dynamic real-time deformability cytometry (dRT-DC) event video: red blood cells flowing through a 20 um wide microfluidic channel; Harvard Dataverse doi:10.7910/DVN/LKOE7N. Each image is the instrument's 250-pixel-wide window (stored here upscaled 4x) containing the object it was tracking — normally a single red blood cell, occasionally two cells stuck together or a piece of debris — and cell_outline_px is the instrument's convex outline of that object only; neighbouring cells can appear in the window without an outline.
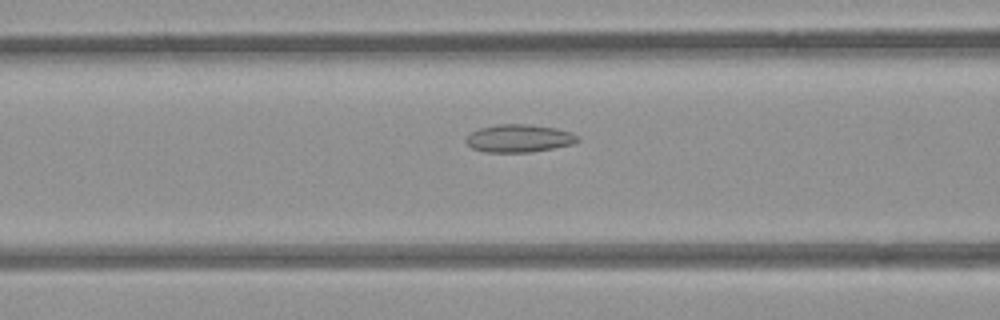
{"species": "common noctule bat (a hibernating species)", "species_latin": "Nyctalus noctula", "temperature_condition": "room temperature", "stored_images_in_passage": 33, "camera_frame_rate_fps": 3000, "um_per_image_px": 0.085, "animal": {"sex": "female", "body_mass_g": 21.9}, "frame": {"image": 1, "passage_image": 8, "time_ms": 2.333, "image_size_px": [1000, 320], "cell_outline_px": [[580, 140], [572, 144], [552, 148], [528, 152], [484, 152], [472, 148], [464, 140], [472, 132], [480, 128], [496, 124], [528, 124], [556, 128], [572, 132], [580, 136]], "centroid_in_image_um": [44.13, 11.75], "position_along_channel_um": 122.5, "area_um2": 18.09}}
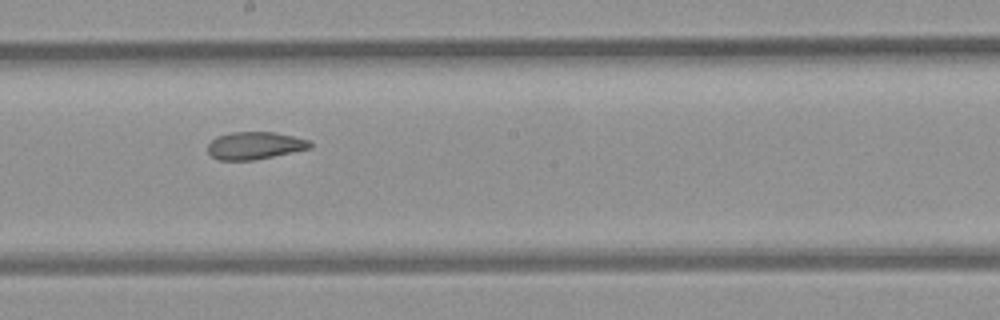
{"frame": {"image": 2, "passage_image": 16, "time_ms": 5.0, "image_size_px": [1000, 320], "cell_outline_px": [[312, 148], [252, 160], [220, 160], [212, 156], [208, 152], [208, 144], [216, 136], [232, 132], [272, 132], [292, 136], [308, 140], [312, 144]], "centroid_in_image_um": [21.64, 12.37], "position_along_channel_um": 226.6, "area_um2": 16.18}}
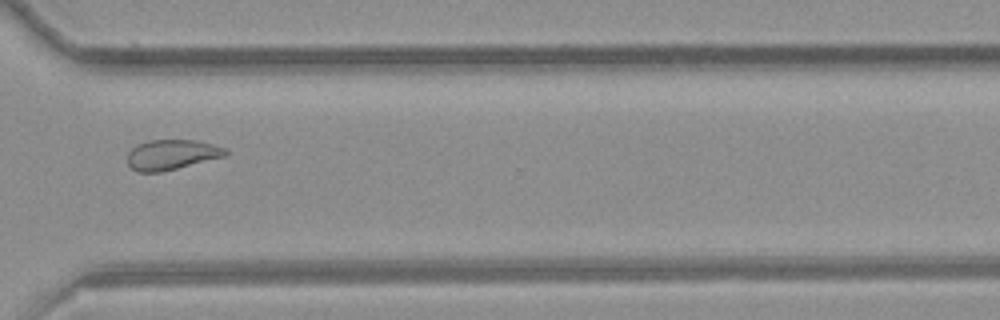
{"frame": {"image": 3, "passage_image": 26, "time_ms": 8.333, "image_size_px": [1000, 320], "cell_outline_px": [[228, 152], [224, 156], [160, 172], [136, 172], [128, 164], [128, 152], [136, 144], [148, 140], [196, 140], [228, 148]], "centroid_in_image_um": [14.57, 13.13], "position_along_channel_um": 356.0, "area_um2": 17.11}, "authors_computed_cell_mechanics": {"area_um2": 17.2822, "velocity_mm_per_s": 3.8948, "shape_relaxation_time_tau1_ms": null, "shape_relaxation_time_tau2_ms": 3.4549, "deformation_change_tau1": null, "deformation_change_tau2": 0.0876}}